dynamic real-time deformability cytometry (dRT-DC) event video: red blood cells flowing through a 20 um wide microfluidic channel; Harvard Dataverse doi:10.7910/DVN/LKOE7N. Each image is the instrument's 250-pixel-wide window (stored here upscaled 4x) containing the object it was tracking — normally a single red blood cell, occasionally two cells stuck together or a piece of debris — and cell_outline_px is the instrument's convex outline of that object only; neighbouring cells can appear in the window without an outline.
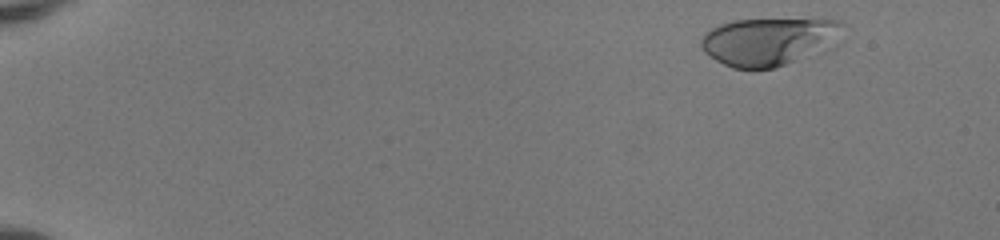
{"species": "human", "species_latin": "Homo sapiens", "temperature_condition": "room temperature", "stored_images_in_passage": 49, "camera_frame_rate_fps": 3000, "um_per_image_px": 0.085, "donor": {"sex": "female"}, "frame": {"image": 1, "passage_image": 3, "time_ms": 0.667, "image_size_px": [1000, 240], "cell_outline_px": [[844, 24], [792, 60], [776, 68], [732, 68], [716, 60], [704, 52], [700, 48], [700, 40], [712, 28], [720, 24], [736, 20], [840, 20]], "centroid_in_image_um": [64.95, 3.5], "position_along_channel_um": 20.0, "area_um2": 35.84}}
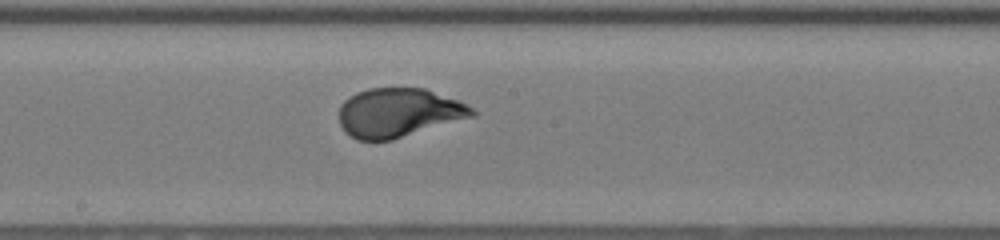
{"frame": {"image": 2, "passage_image": 28, "time_ms": 9.0, "image_size_px": [1000, 240], "cell_outline_px": [[476, 116], [392, 140], [356, 140], [340, 124], [340, 104], [344, 100], [356, 92], [368, 88], [424, 88], [456, 100], [472, 108], [476, 112]], "centroid_in_image_um": [33.88, 9.58], "position_along_channel_um": 214.3, "area_um2": 37.74}}
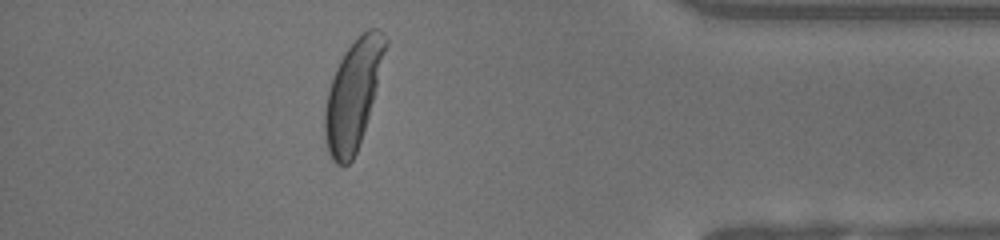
{"frame": {"image": 3, "passage_image": 44, "time_ms": 14.333, "image_size_px": [1000, 240], "cell_outline_px": [[388, 44], [368, 116], [356, 152], [352, 160], [344, 168], [336, 164], [332, 160], [328, 152], [324, 140], [324, 112], [328, 92], [336, 68], [344, 52], [368, 28], [376, 28], [388, 40]], "centroid_in_image_um": [29.99, 8.09], "position_along_channel_um": 405.2, "area_um2": 37.63}, "authors_computed_cell_mechanics": {"area_um2": 37.6278, "velocity_mm_per_s": 4.0805, "shape_relaxation_time_tau1_ms": 2.9603, "shape_relaxation_time_tau2_ms": null, "deformation_change_tau1": 0.1943, "deformation_change_tau2": null}}